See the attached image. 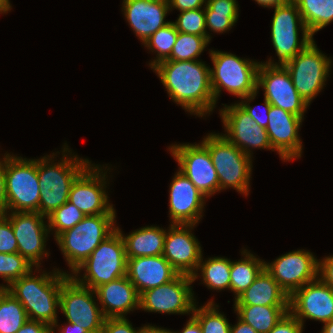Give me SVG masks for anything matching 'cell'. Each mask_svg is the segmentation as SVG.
<instances>
[{"mask_svg":"<svg viewBox=\"0 0 333 333\" xmlns=\"http://www.w3.org/2000/svg\"><path fill=\"white\" fill-rule=\"evenodd\" d=\"M168 96L192 115H210L216 107L210 84V66L201 60H163L153 66Z\"/></svg>","mask_w":333,"mask_h":333,"instance_id":"1","label":"cell"},{"mask_svg":"<svg viewBox=\"0 0 333 333\" xmlns=\"http://www.w3.org/2000/svg\"><path fill=\"white\" fill-rule=\"evenodd\" d=\"M33 270L5 289L22 304L29 320L52 327L58 321L61 286L70 274L53 268L52 272H37L40 273L38 276L33 274Z\"/></svg>","mask_w":333,"mask_h":333,"instance_id":"2","label":"cell"},{"mask_svg":"<svg viewBox=\"0 0 333 333\" xmlns=\"http://www.w3.org/2000/svg\"><path fill=\"white\" fill-rule=\"evenodd\" d=\"M62 157L55 162L57 153L37 158L40 186L39 214L47 217L68 201L72 183L92 163L73 153L68 144L62 147ZM55 158V159H54Z\"/></svg>","mask_w":333,"mask_h":333,"instance_id":"3","label":"cell"},{"mask_svg":"<svg viewBox=\"0 0 333 333\" xmlns=\"http://www.w3.org/2000/svg\"><path fill=\"white\" fill-rule=\"evenodd\" d=\"M115 219L116 214L85 216L55 238L72 273L116 230Z\"/></svg>","mask_w":333,"mask_h":333,"instance_id":"4","label":"cell"},{"mask_svg":"<svg viewBox=\"0 0 333 333\" xmlns=\"http://www.w3.org/2000/svg\"><path fill=\"white\" fill-rule=\"evenodd\" d=\"M201 143L208 149L219 180V192L232 188L249 195L252 158L243 153L220 133H209Z\"/></svg>","mask_w":333,"mask_h":333,"instance_id":"5","label":"cell"},{"mask_svg":"<svg viewBox=\"0 0 333 333\" xmlns=\"http://www.w3.org/2000/svg\"><path fill=\"white\" fill-rule=\"evenodd\" d=\"M209 56L213 64L210 84L216 104L222 89L239 99L257 91L260 62L212 49H209Z\"/></svg>","mask_w":333,"mask_h":333,"instance_id":"6","label":"cell"},{"mask_svg":"<svg viewBox=\"0 0 333 333\" xmlns=\"http://www.w3.org/2000/svg\"><path fill=\"white\" fill-rule=\"evenodd\" d=\"M81 271H85L80 275ZM127 257L121 234L116 229L70 275L81 285L95 288L126 276Z\"/></svg>","mask_w":333,"mask_h":333,"instance_id":"7","label":"cell"},{"mask_svg":"<svg viewBox=\"0 0 333 333\" xmlns=\"http://www.w3.org/2000/svg\"><path fill=\"white\" fill-rule=\"evenodd\" d=\"M7 212H38L40 186L37 159L5 153Z\"/></svg>","mask_w":333,"mask_h":333,"instance_id":"8","label":"cell"},{"mask_svg":"<svg viewBox=\"0 0 333 333\" xmlns=\"http://www.w3.org/2000/svg\"><path fill=\"white\" fill-rule=\"evenodd\" d=\"M299 30L302 35L301 41H299ZM313 40L292 0L285 5L275 6L271 21V42L279 60L275 62L269 58L263 63L269 66H285Z\"/></svg>","mask_w":333,"mask_h":333,"instance_id":"9","label":"cell"},{"mask_svg":"<svg viewBox=\"0 0 333 333\" xmlns=\"http://www.w3.org/2000/svg\"><path fill=\"white\" fill-rule=\"evenodd\" d=\"M315 43L313 40L285 65L294 87L309 106L324 89L333 65L332 59L322 53Z\"/></svg>","mask_w":333,"mask_h":333,"instance_id":"10","label":"cell"},{"mask_svg":"<svg viewBox=\"0 0 333 333\" xmlns=\"http://www.w3.org/2000/svg\"><path fill=\"white\" fill-rule=\"evenodd\" d=\"M95 291L79 284L69 275L61 286L60 308L67 322L89 333H102L105 317L95 300Z\"/></svg>","mask_w":333,"mask_h":333,"instance_id":"11","label":"cell"},{"mask_svg":"<svg viewBox=\"0 0 333 333\" xmlns=\"http://www.w3.org/2000/svg\"><path fill=\"white\" fill-rule=\"evenodd\" d=\"M107 165L101 167L100 164L91 163L71 185L68 202L86 216L116 214L113 204L109 203L108 191L106 192L107 171L111 169Z\"/></svg>","mask_w":333,"mask_h":333,"instance_id":"12","label":"cell"},{"mask_svg":"<svg viewBox=\"0 0 333 333\" xmlns=\"http://www.w3.org/2000/svg\"><path fill=\"white\" fill-rule=\"evenodd\" d=\"M184 174L205 196L219 192V180L208 149L200 143L172 144L168 147Z\"/></svg>","mask_w":333,"mask_h":333,"instance_id":"13","label":"cell"},{"mask_svg":"<svg viewBox=\"0 0 333 333\" xmlns=\"http://www.w3.org/2000/svg\"><path fill=\"white\" fill-rule=\"evenodd\" d=\"M191 275L179 274L172 281L144 291L140 308L146 312L192 315L196 304Z\"/></svg>","mask_w":333,"mask_h":333,"instance_id":"14","label":"cell"},{"mask_svg":"<svg viewBox=\"0 0 333 333\" xmlns=\"http://www.w3.org/2000/svg\"><path fill=\"white\" fill-rule=\"evenodd\" d=\"M18 244V253L39 271L42 258L49 257L47 217L38 212H6ZM41 260V261H40Z\"/></svg>","mask_w":333,"mask_h":333,"instance_id":"15","label":"cell"},{"mask_svg":"<svg viewBox=\"0 0 333 333\" xmlns=\"http://www.w3.org/2000/svg\"><path fill=\"white\" fill-rule=\"evenodd\" d=\"M264 269L290 297L296 290L318 277V259L312 252L299 249L279 256Z\"/></svg>","mask_w":333,"mask_h":333,"instance_id":"16","label":"cell"},{"mask_svg":"<svg viewBox=\"0 0 333 333\" xmlns=\"http://www.w3.org/2000/svg\"><path fill=\"white\" fill-rule=\"evenodd\" d=\"M260 87L271 105L304 119L309 105L297 92L285 66H269L261 62L257 72V91Z\"/></svg>","mask_w":333,"mask_h":333,"instance_id":"17","label":"cell"},{"mask_svg":"<svg viewBox=\"0 0 333 333\" xmlns=\"http://www.w3.org/2000/svg\"><path fill=\"white\" fill-rule=\"evenodd\" d=\"M219 109L225 134L222 135L243 153L253 158V149L272 150L267 131L235 102Z\"/></svg>","mask_w":333,"mask_h":333,"instance_id":"18","label":"cell"},{"mask_svg":"<svg viewBox=\"0 0 333 333\" xmlns=\"http://www.w3.org/2000/svg\"><path fill=\"white\" fill-rule=\"evenodd\" d=\"M289 312L304 326V319L322 323L333 319V289L319 277L289 297Z\"/></svg>","mask_w":333,"mask_h":333,"instance_id":"19","label":"cell"},{"mask_svg":"<svg viewBox=\"0 0 333 333\" xmlns=\"http://www.w3.org/2000/svg\"><path fill=\"white\" fill-rule=\"evenodd\" d=\"M193 224H170L166 230L164 258L179 274L193 275L202 257L200 242L192 233Z\"/></svg>","mask_w":333,"mask_h":333,"instance_id":"20","label":"cell"},{"mask_svg":"<svg viewBox=\"0 0 333 333\" xmlns=\"http://www.w3.org/2000/svg\"><path fill=\"white\" fill-rule=\"evenodd\" d=\"M268 115L266 131L272 149L284 162L301 158L303 144L299 129L304 119L273 105Z\"/></svg>","mask_w":333,"mask_h":333,"instance_id":"21","label":"cell"},{"mask_svg":"<svg viewBox=\"0 0 333 333\" xmlns=\"http://www.w3.org/2000/svg\"><path fill=\"white\" fill-rule=\"evenodd\" d=\"M206 198L179 170L169 188V218L171 224L196 225L203 217Z\"/></svg>","mask_w":333,"mask_h":333,"instance_id":"22","label":"cell"},{"mask_svg":"<svg viewBox=\"0 0 333 333\" xmlns=\"http://www.w3.org/2000/svg\"><path fill=\"white\" fill-rule=\"evenodd\" d=\"M122 5L126 21L142 44L171 22L165 21L170 11L168 0H123Z\"/></svg>","mask_w":333,"mask_h":333,"instance_id":"23","label":"cell"},{"mask_svg":"<svg viewBox=\"0 0 333 333\" xmlns=\"http://www.w3.org/2000/svg\"><path fill=\"white\" fill-rule=\"evenodd\" d=\"M178 275L163 255L127 259L126 276L140 295L144 291L172 281Z\"/></svg>","mask_w":333,"mask_h":333,"instance_id":"24","label":"cell"},{"mask_svg":"<svg viewBox=\"0 0 333 333\" xmlns=\"http://www.w3.org/2000/svg\"><path fill=\"white\" fill-rule=\"evenodd\" d=\"M105 318H121L140 308V294L127 276L94 289Z\"/></svg>","mask_w":333,"mask_h":333,"instance_id":"25","label":"cell"},{"mask_svg":"<svg viewBox=\"0 0 333 333\" xmlns=\"http://www.w3.org/2000/svg\"><path fill=\"white\" fill-rule=\"evenodd\" d=\"M234 305L289 306V297L263 269L254 282L234 300Z\"/></svg>","mask_w":333,"mask_h":333,"instance_id":"26","label":"cell"},{"mask_svg":"<svg viewBox=\"0 0 333 333\" xmlns=\"http://www.w3.org/2000/svg\"><path fill=\"white\" fill-rule=\"evenodd\" d=\"M116 229L124 241L127 259L163 255L166 228L154 225L145 226L132 231L127 236L118 226Z\"/></svg>","mask_w":333,"mask_h":333,"instance_id":"27","label":"cell"},{"mask_svg":"<svg viewBox=\"0 0 333 333\" xmlns=\"http://www.w3.org/2000/svg\"><path fill=\"white\" fill-rule=\"evenodd\" d=\"M234 312L257 333H269L289 312V306L233 305Z\"/></svg>","mask_w":333,"mask_h":333,"instance_id":"28","label":"cell"},{"mask_svg":"<svg viewBox=\"0 0 333 333\" xmlns=\"http://www.w3.org/2000/svg\"><path fill=\"white\" fill-rule=\"evenodd\" d=\"M243 258L232 261L230 271V290L233 292L234 299L241 295L256 279L264 269L265 261L258 258L248 251L242 249Z\"/></svg>","mask_w":333,"mask_h":333,"instance_id":"29","label":"cell"},{"mask_svg":"<svg viewBox=\"0 0 333 333\" xmlns=\"http://www.w3.org/2000/svg\"><path fill=\"white\" fill-rule=\"evenodd\" d=\"M231 264L232 261L230 259L218 256L210 257L203 261L202 255L197 270L192 275V280L195 281L201 274V281L208 289L216 291L230 290Z\"/></svg>","mask_w":333,"mask_h":333,"instance_id":"30","label":"cell"},{"mask_svg":"<svg viewBox=\"0 0 333 333\" xmlns=\"http://www.w3.org/2000/svg\"><path fill=\"white\" fill-rule=\"evenodd\" d=\"M237 3V0H206V31L220 34L231 30L239 17Z\"/></svg>","mask_w":333,"mask_h":333,"instance_id":"31","label":"cell"},{"mask_svg":"<svg viewBox=\"0 0 333 333\" xmlns=\"http://www.w3.org/2000/svg\"><path fill=\"white\" fill-rule=\"evenodd\" d=\"M305 26L314 36L319 30L333 22V0H292Z\"/></svg>","mask_w":333,"mask_h":333,"instance_id":"32","label":"cell"},{"mask_svg":"<svg viewBox=\"0 0 333 333\" xmlns=\"http://www.w3.org/2000/svg\"><path fill=\"white\" fill-rule=\"evenodd\" d=\"M28 320L22 304L5 288H0V333H16Z\"/></svg>","mask_w":333,"mask_h":333,"instance_id":"33","label":"cell"},{"mask_svg":"<svg viewBox=\"0 0 333 333\" xmlns=\"http://www.w3.org/2000/svg\"><path fill=\"white\" fill-rule=\"evenodd\" d=\"M218 307L213 300L200 307L195 304L192 316L199 322L202 333H230L231 324Z\"/></svg>","mask_w":333,"mask_h":333,"instance_id":"34","label":"cell"},{"mask_svg":"<svg viewBox=\"0 0 333 333\" xmlns=\"http://www.w3.org/2000/svg\"><path fill=\"white\" fill-rule=\"evenodd\" d=\"M177 36L178 31L171 21L169 24L158 29L143 44L149 51L156 53V57L149 62L150 68L157 63L166 60L171 55Z\"/></svg>","mask_w":333,"mask_h":333,"instance_id":"35","label":"cell"},{"mask_svg":"<svg viewBox=\"0 0 333 333\" xmlns=\"http://www.w3.org/2000/svg\"><path fill=\"white\" fill-rule=\"evenodd\" d=\"M209 44L210 42L203 36L178 32L171 55L166 60H200L198 59L199 55L203 53Z\"/></svg>","mask_w":333,"mask_h":333,"instance_id":"36","label":"cell"},{"mask_svg":"<svg viewBox=\"0 0 333 333\" xmlns=\"http://www.w3.org/2000/svg\"><path fill=\"white\" fill-rule=\"evenodd\" d=\"M86 215L81 212L75 205L66 202L50 215L47 216V224L49 231H54V239L70 228H73Z\"/></svg>","mask_w":333,"mask_h":333,"instance_id":"37","label":"cell"},{"mask_svg":"<svg viewBox=\"0 0 333 333\" xmlns=\"http://www.w3.org/2000/svg\"><path fill=\"white\" fill-rule=\"evenodd\" d=\"M34 266L19 253H0V277L7 284L0 288L8 287L13 281L26 275Z\"/></svg>","mask_w":333,"mask_h":333,"instance_id":"38","label":"cell"},{"mask_svg":"<svg viewBox=\"0 0 333 333\" xmlns=\"http://www.w3.org/2000/svg\"><path fill=\"white\" fill-rule=\"evenodd\" d=\"M173 24L178 32L203 36L209 42L211 41V33L209 34V32L206 31L204 8L181 11Z\"/></svg>","mask_w":333,"mask_h":333,"instance_id":"39","label":"cell"},{"mask_svg":"<svg viewBox=\"0 0 333 333\" xmlns=\"http://www.w3.org/2000/svg\"><path fill=\"white\" fill-rule=\"evenodd\" d=\"M0 253H18L17 240L5 214H0Z\"/></svg>","mask_w":333,"mask_h":333,"instance_id":"40","label":"cell"},{"mask_svg":"<svg viewBox=\"0 0 333 333\" xmlns=\"http://www.w3.org/2000/svg\"><path fill=\"white\" fill-rule=\"evenodd\" d=\"M258 94V91H256L255 93L249 94L247 97H243L241 98L240 102L238 101V105L249 115L251 116L257 123L259 126L264 127L266 129L268 122H269V110L271 107V104L264 98V111H265V115L263 114L261 116V114L258 113V110L256 111L254 107H252L250 105V103H252L251 101H253L256 96Z\"/></svg>","mask_w":333,"mask_h":333,"instance_id":"41","label":"cell"},{"mask_svg":"<svg viewBox=\"0 0 333 333\" xmlns=\"http://www.w3.org/2000/svg\"><path fill=\"white\" fill-rule=\"evenodd\" d=\"M141 328H133L127 317L105 318L102 333H141Z\"/></svg>","mask_w":333,"mask_h":333,"instance_id":"42","label":"cell"},{"mask_svg":"<svg viewBox=\"0 0 333 333\" xmlns=\"http://www.w3.org/2000/svg\"><path fill=\"white\" fill-rule=\"evenodd\" d=\"M303 327L296 317L287 312L269 333H302Z\"/></svg>","mask_w":333,"mask_h":333,"instance_id":"43","label":"cell"},{"mask_svg":"<svg viewBox=\"0 0 333 333\" xmlns=\"http://www.w3.org/2000/svg\"><path fill=\"white\" fill-rule=\"evenodd\" d=\"M318 277L333 289V255L318 259Z\"/></svg>","mask_w":333,"mask_h":333,"instance_id":"44","label":"cell"},{"mask_svg":"<svg viewBox=\"0 0 333 333\" xmlns=\"http://www.w3.org/2000/svg\"><path fill=\"white\" fill-rule=\"evenodd\" d=\"M169 9H176L178 11L193 10L198 8H205L206 0H168Z\"/></svg>","mask_w":333,"mask_h":333,"instance_id":"45","label":"cell"},{"mask_svg":"<svg viewBox=\"0 0 333 333\" xmlns=\"http://www.w3.org/2000/svg\"><path fill=\"white\" fill-rule=\"evenodd\" d=\"M16 333H52V327L40 321L28 320Z\"/></svg>","mask_w":333,"mask_h":333,"instance_id":"46","label":"cell"},{"mask_svg":"<svg viewBox=\"0 0 333 333\" xmlns=\"http://www.w3.org/2000/svg\"><path fill=\"white\" fill-rule=\"evenodd\" d=\"M3 159V160H2ZM7 212V201L5 192V154L0 159V214Z\"/></svg>","mask_w":333,"mask_h":333,"instance_id":"47","label":"cell"},{"mask_svg":"<svg viewBox=\"0 0 333 333\" xmlns=\"http://www.w3.org/2000/svg\"><path fill=\"white\" fill-rule=\"evenodd\" d=\"M58 321L52 326V333H55V329H58V333H89L86 329L79 327L76 324H72L68 322L65 323L63 326L59 327ZM58 327V328H56Z\"/></svg>","mask_w":333,"mask_h":333,"instance_id":"48","label":"cell"},{"mask_svg":"<svg viewBox=\"0 0 333 333\" xmlns=\"http://www.w3.org/2000/svg\"><path fill=\"white\" fill-rule=\"evenodd\" d=\"M187 321L186 325L183 327V329L179 331H172L171 333H202L201 327L199 322L192 316Z\"/></svg>","mask_w":333,"mask_h":333,"instance_id":"49","label":"cell"},{"mask_svg":"<svg viewBox=\"0 0 333 333\" xmlns=\"http://www.w3.org/2000/svg\"><path fill=\"white\" fill-rule=\"evenodd\" d=\"M237 324L231 325L230 333H257L250 325L244 323L238 318Z\"/></svg>","mask_w":333,"mask_h":333,"instance_id":"50","label":"cell"},{"mask_svg":"<svg viewBox=\"0 0 333 333\" xmlns=\"http://www.w3.org/2000/svg\"><path fill=\"white\" fill-rule=\"evenodd\" d=\"M258 5L266 8H274L289 3L291 0H254Z\"/></svg>","mask_w":333,"mask_h":333,"instance_id":"51","label":"cell"},{"mask_svg":"<svg viewBox=\"0 0 333 333\" xmlns=\"http://www.w3.org/2000/svg\"><path fill=\"white\" fill-rule=\"evenodd\" d=\"M141 333H171L169 329L157 327L155 325L145 324L142 326Z\"/></svg>","mask_w":333,"mask_h":333,"instance_id":"52","label":"cell"},{"mask_svg":"<svg viewBox=\"0 0 333 333\" xmlns=\"http://www.w3.org/2000/svg\"><path fill=\"white\" fill-rule=\"evenodd\" d=\"M12 5L9 0H0V14H6L10 12Z\"/></svg>","mask_w":333,"mask_h":333,"instance_id":"53","label":"cell"},{"mask_svg":"<svg viewBox=\"0 0 333 333\" xmlns=\"http://www.w3.org/2000/svg\"><path fill=\"white\" fill-rule=\"evenodd\" d=\"M323 324L321 333H333V319Z\"/></svg>","mask_w":333,"mask_h":333,"instance_id":"54","label":"cell"}]
</instances>
